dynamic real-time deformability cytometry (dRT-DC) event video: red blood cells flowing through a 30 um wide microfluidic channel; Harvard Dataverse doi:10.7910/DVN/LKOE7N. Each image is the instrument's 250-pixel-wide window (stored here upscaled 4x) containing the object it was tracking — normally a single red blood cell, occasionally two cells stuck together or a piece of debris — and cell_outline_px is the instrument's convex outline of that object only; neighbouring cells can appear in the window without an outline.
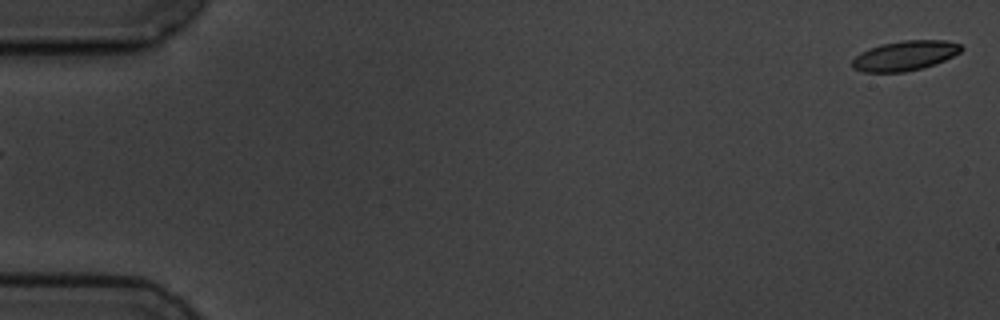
{"species": "common noctule bat (a hibernating species)", "species_latin": "Nyctalus noctula", "temperature_condition": "cold", "stored_images_in_passage": 4, "camera_frame_rate_fps": 3000, "um_per_image_px": 0.085, "animal": {"sex": "male", "body_mass_g": 19.5, "forearm_length_mm": 54.6}, "frame": {"image": 1, "passage_image": 1, "time_ms": 0.0, "image_size_px": [1000, 320], "cell_outline_px": [[964, 48], [960, 52], [944, 60], [924, 68], [904, 72], [864, 72], [852, 68], [852, 60], [860, 52], [868, 48], [880, 44], [904, 40], [944, 40], [960, 44]], "centroid_in_image_um": [76.89, 4.73], "position_along_channel_um": 8.1, "area_um2": 19.02}}